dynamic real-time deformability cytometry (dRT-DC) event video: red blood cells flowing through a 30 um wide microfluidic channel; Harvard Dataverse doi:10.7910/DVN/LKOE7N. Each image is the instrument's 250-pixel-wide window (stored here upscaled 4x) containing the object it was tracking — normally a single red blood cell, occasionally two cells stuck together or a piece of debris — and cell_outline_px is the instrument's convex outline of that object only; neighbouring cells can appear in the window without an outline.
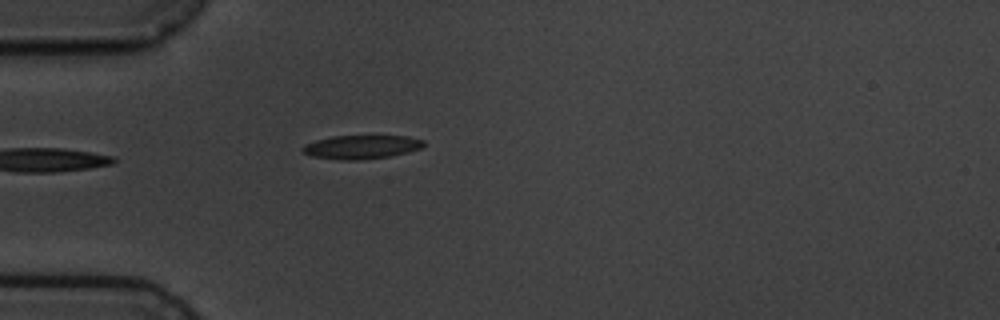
{"species": "common noctule bat (a hibernating species)", "species_latin": "Nyctalus noctula", "temperature_condition": "cold", "stored_images_in_passage": 4, "camera_frame_rate_fps": 3000, "um_per_image_px": 0.085, "animal": {"sex": "male", "body_mass_g": 19.5, "forearm_length_mm": 54.6}, "frame": {"image": 1, "passage_image": 4, "time_ms": 3.333, "image_size_px": [1000, 320], "cell_outline_px": [[424, 144], [420, 148], [408, 152], [388, 156], [356, 160], [340, 160], [312, 156], [304, 152], [300, 148], [304, 144], [316, 140], [332, 136], [408, 136], [424, 140]], "centroid_in_image_um": [30.69, 12.49], "position_along_channel_um": 54.3, "area_um2": 16.59}}